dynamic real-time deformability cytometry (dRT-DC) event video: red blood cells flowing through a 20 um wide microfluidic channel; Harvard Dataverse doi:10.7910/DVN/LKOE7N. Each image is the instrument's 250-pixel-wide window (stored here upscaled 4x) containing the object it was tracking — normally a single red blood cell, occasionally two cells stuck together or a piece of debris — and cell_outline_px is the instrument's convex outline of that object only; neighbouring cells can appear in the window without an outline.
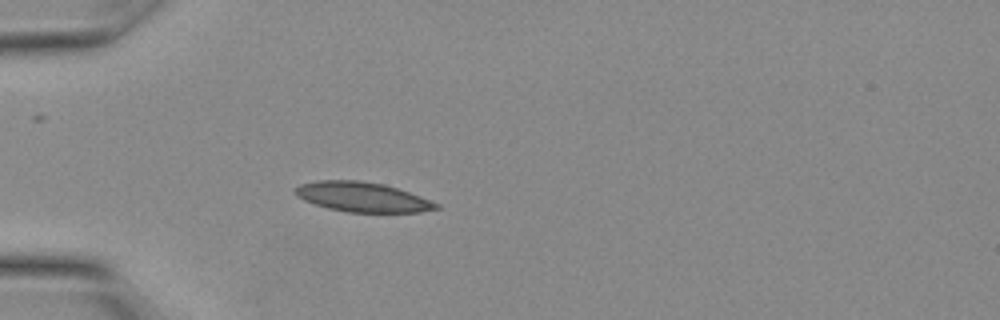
{"species": "Egyptian fruit bat (a non-hibernating species)", "species_latin": "Rousettus aegyptiacus", "temperature_condition": "warm", "stored_images_in_passage": 12, "camera_frame_rate_fps": 3000, "um_per_image_px": 0.085, "animal": {"sex": "female"}, "frame": {"image": 1, "passage_image": 1, "time_ms": 0.0, "image_size_px": [1000, 320], "cell_outline_px": [[440, 208], [420, 212], [348, 212], [328, 208], [304, 200], [296, 192], [296, 188], [300, 184], [316, 180], [360, 180], [384, 184], [408, 192], [440, 204]], "centroid_in_image_um": [30.82, 16.74], "position_along_channel_um": 54.2, "area_um2": 24.1}}
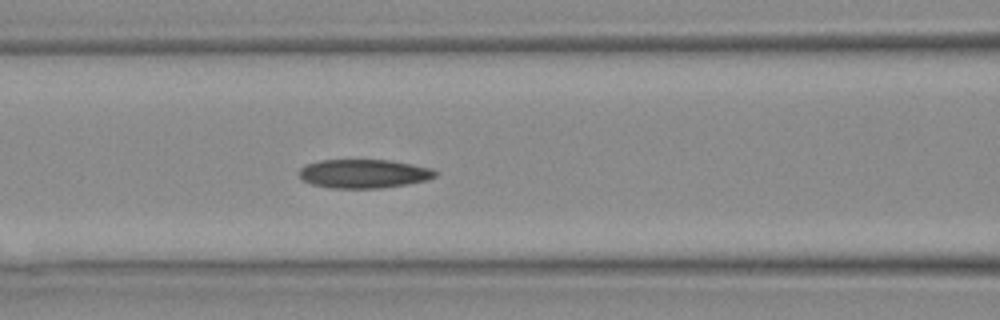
{"frame": {"image": 2, "passage_image": 5, "time_ms": 1.333, "image_size_px": [1000, 320], "cell_outline_px": [[440, 172], [436, 176], [428, 180], [380, 188], [328, 188], [312, 184], [300, 180], [296, 172], [300, 168], [308, 164], [320, 160], [388, 160], [412, 164], [432, 168]], "centroid_in_image_um": [30.89, 14.76], "position_along_channel_um": 135.7, "area_um2": 23.06}}
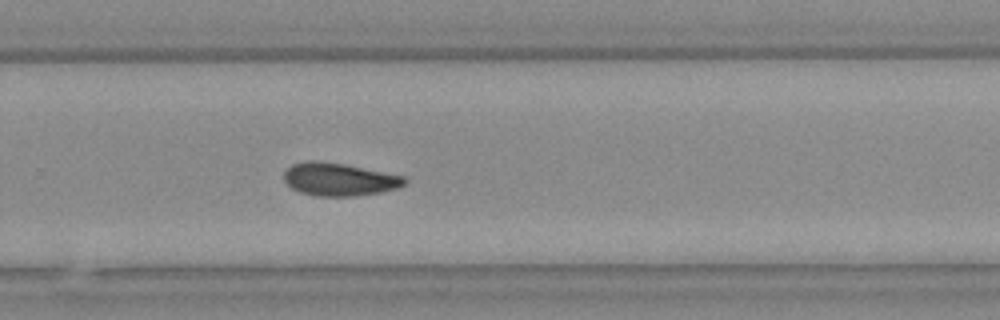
{"frame": {"image": 3, "passage_image": 12, "time_ms": 3.667, "image_size_px": [1000, 320], "cell_outline_px": [[408, 180], [404, 184], [396, 188], [380, 192], [356, 196], [316, 196], [300, 192], [292, 188], [284, 180], [284, 172], [292, 164], [308, 160], [316, 160], [344, 164], [404, 176]], "centroid_in_image_um": [28.81, 15.24], "position_along_channel_um": 301.0, "area_um2": 23.0}}